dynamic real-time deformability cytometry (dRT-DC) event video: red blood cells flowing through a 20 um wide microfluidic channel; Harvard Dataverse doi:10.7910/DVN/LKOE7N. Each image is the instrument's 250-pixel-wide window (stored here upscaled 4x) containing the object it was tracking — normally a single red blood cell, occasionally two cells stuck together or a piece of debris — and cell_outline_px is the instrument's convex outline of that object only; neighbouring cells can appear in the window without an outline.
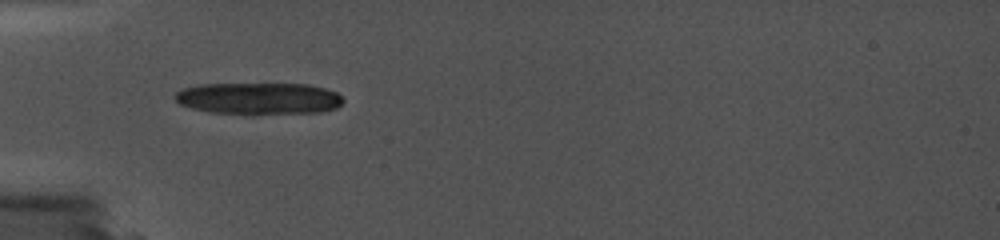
{"species": "common noctule bat (a hibernating species)", "species_latin": "Nyctalus noctula", "temperature_condition": "cold", "stored_images_in_passage": 3, "camera_frame_rate_fps": 5000, "um_per_image_px": 0.085, "animal": {"sex": "female", "body_mass_g": 19.0, "forearm_length_mm": 56.7}, "frame": {"image": 1, "passage_image": 3, "time_ms": 1.8, "image_size_px": [1000, 240], "cell_outline_px": [[340, 104], [336, 108], [316, 112], [256, 116], [248, 116], [212, 112], [196, 108], [184, 104], [176, 100], [176, 96], [180, 92], [188, 88], [208, 84], [304, 84], [320, 88], [332, 92], [340, 96]], "centroid_in_image_um": [22.03, 8.41], "position_along_channel_um": 63.0, "area_um2": 30.75}}